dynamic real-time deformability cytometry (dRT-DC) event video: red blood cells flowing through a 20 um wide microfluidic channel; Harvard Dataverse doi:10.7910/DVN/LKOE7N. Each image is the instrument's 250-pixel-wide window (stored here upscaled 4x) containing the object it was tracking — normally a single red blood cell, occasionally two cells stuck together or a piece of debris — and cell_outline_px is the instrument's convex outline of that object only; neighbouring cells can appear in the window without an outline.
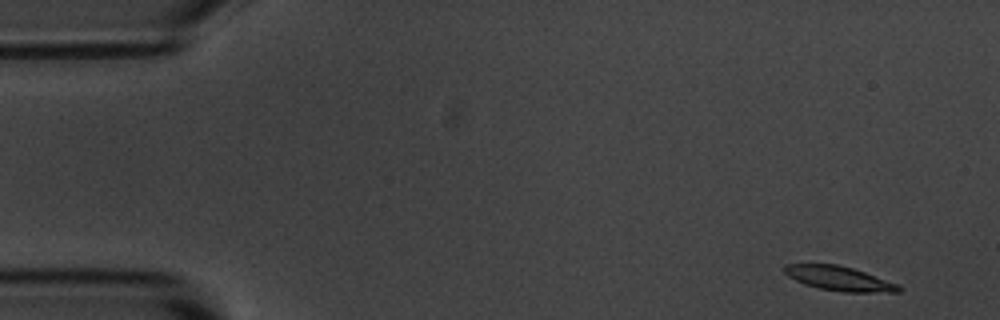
{"species": "common noctule bat (a hibernating species)", "species_latin": "Nyctalus noctula", "temperature_condition": "room temperature", "stored_images_in_passage": 6, "camera_frame_rate_fps": 3000, "um_per_image_px": 0.085, "animal": {"sex": "male", "body_mass_g": 20.1, "forearm_length_mm": 53.5}, "frame": {"image": 1, "passage_image": 1, "time_ms": 0.0, "image_size_px": [1000, 320], "cell_outline_px": [[900, 292], [844, 292], [820, 288], [804, 284], [788, 276], [784, 272], [784, 264], [836, 264], [852, 268], [900, 284]], "centroid_in_image_um": [71.34, 23.67], "position_along_channel_um": 13.7, "area_um2": 16.13}}
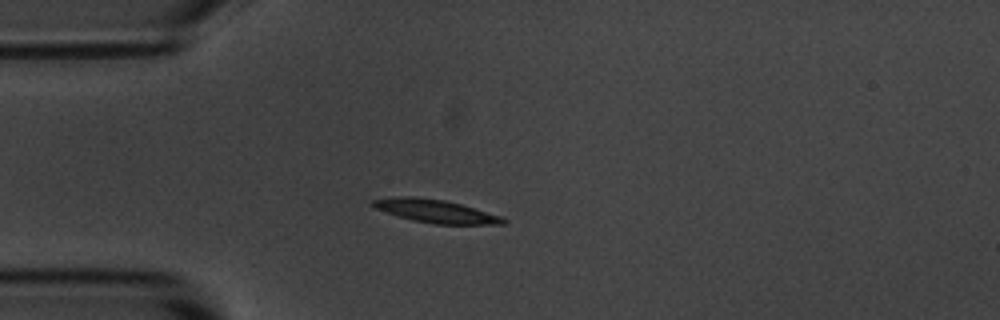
{"frame": {"image": 2, "passage_image": 4, "time_ms": 3.667, "image_size_px": [1000, 320], "cell_outline_px": [[508, 220], [504, 224], [436, 224], [412, 220], [372, 208], [368, 204], [372, 200], [392, 196], [416, 196], [444, 200], [460, 204], [504, 216]], "centroid_in_image_um": [36.99, 17.93], "position_along_channel_um": 48.0, "area_um2": 17.86}}